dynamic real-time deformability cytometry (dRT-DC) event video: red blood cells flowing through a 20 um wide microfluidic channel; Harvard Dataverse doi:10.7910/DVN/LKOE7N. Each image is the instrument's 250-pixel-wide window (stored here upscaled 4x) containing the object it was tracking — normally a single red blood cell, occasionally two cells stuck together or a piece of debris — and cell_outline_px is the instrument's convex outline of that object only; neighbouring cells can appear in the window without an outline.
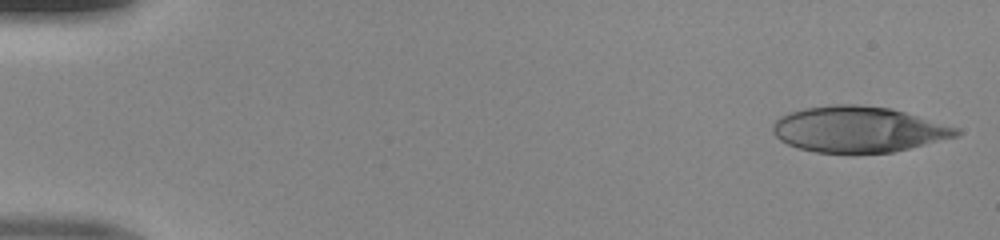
{"species": "human", "species_latin": "Homo sapiens", "temperature_condition": "room temperature", "stored_images_in_passage": 48, "camera_frame_rate_fps": 3000, "um_per_image_px": 0.085, "donor": {"sex": "male"}, "frame": {"image": 1, "passage_image": 1, "time_ms": 0.0, "image_size_px": [1000, 240], "cell_outline_px": [[960, 136], [892, 152], [816, 152], [796, 148], [780, 140], [772, 132], [772, 124], [780, 116], [788, 112], [804, 108], [832, 104], [856, 104], [892, 108], [960, 128]], "centroid_in_image_um": [72.95, 10.98], "position_along_channel_um": 12.0, "area_um2": 49.13}}
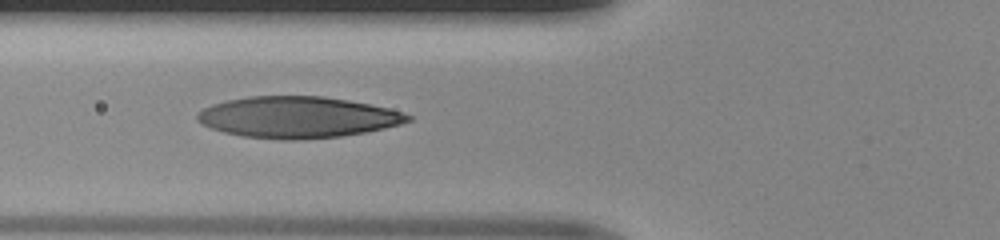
{"frame": {"image": 2, "passage_image": 18, "time_ms": 5.667, "image_size_px": [1000, 240], "cell_outline_px": [[412, 120], [400, 124], [384, 128], [364, 132], [340, 136], [296, 140], [284, 140], [244, 136], [224, 132], [212, 128], [196, 120], [196, 112], [212, 104], [228, 100], [248, 96], [324, 96], [372, 104], [388, 108], [412, 116]], "centroid_in_image_um": [25.28, 9.96], "position_along_channel_um": 100.5, "area_um2": 50.52}}
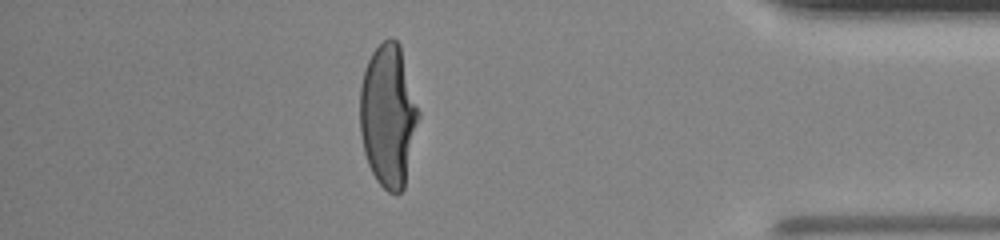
{"frame": {"image": 3, "passage_image": 42, "time_ms": 13.667, "image_size_px": [1000, 240], "cell_outline_px": [[420, 116], [404, 188], [400, 192], [388, 192], [376, 180], [368, 164], [364, 152], [360, 132], [360, 88], [364, 68], [372, 52], [388, 36], [392, 36], [400, 44], [420, 112]], "centroid_in_image_um": [33.0, 9.8], "position_along_channel_um": 402.2, "area_um2": 49.01}}